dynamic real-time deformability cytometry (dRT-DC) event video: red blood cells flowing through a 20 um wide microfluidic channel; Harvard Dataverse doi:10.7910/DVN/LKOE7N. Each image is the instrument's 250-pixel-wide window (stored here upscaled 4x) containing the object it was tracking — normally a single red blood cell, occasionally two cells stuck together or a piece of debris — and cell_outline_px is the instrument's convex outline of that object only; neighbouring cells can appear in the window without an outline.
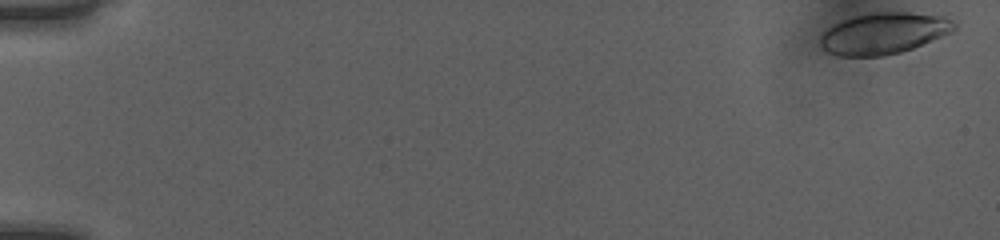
{"species": "human", "species_latin": "Homo sapiens", "temperature_condition": "room temperature", "stored_images_in_passage": 51, "camera_frame_rate_fps": 3000, "um_per_image_px": 0.085, "donor": {"sex": "female"}, "frame": {"image": 1, "passage_image": 1, "time_ms": 0.0, "image_size_px": [1000, 240], "cell_outline_px": [[956, 28], [952, 32], [912, 48], [900, 52], [884, 56], [840, 56], [828, 52], [820, 44], [820, 36], [828, 28], [844, 20], [856, 16], [872, 12], [908, 12], [944, 16], [952, 20], [956, 24]], "centroid_in_image_um": [75.14, 2.83], "position_along_channel_um": 9.9, "area_um2": 32.02}}
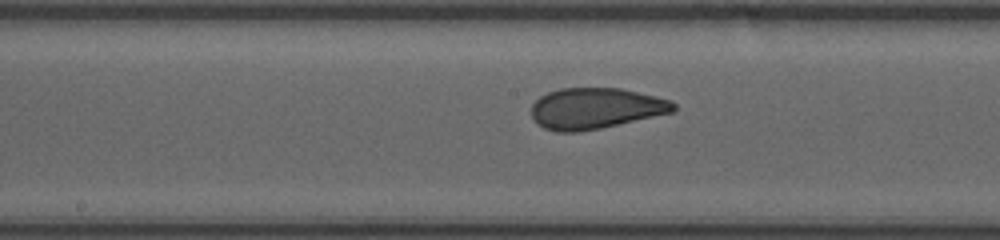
{"frame": {"image": 2, "passage_image": 28, "time_ms": 9.0, "image_size_px": [1000, 240], "cell_outline_px": [[676, 108], [672, 112], [600, 128], [576, 132], [556, 132], [544, 128], [532, 116], [532, 104], [540, 96], [548, 92], [560, 88], [620, 88], [656, 96], [672, 100], [676, 104]], "centroid_in_image_um": [50.62, 9.2], "position_along_channel_um": 197.6, "area_um2": 33.7}}
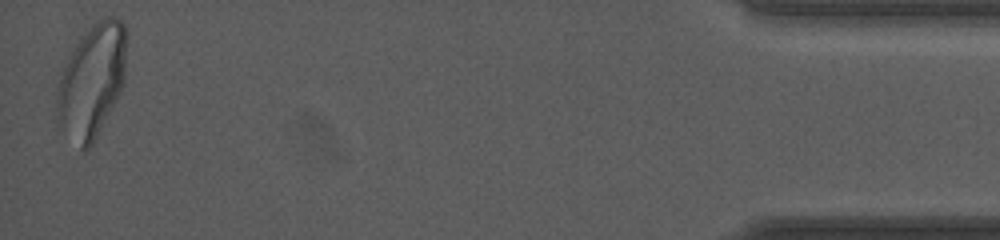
{"frame": {"image": 3, "passage_image": 51, "time_ms": 16.667, "image_size_px": [1000, 240], "cell_outline_px": [[128, 36], [124, 84], [120, 92], [88, 152], [84, 152], [56, 124], [56, 92], [64, 68], [76, 44], [84, 32], [96, 20], [108, 16], [116, 16], [124, 24], [128, 32]], "centroid_in_image_um": [7.83, 6.86], "position_along_channel_um": 427.4, "area_um2": 46.41}, "authors_computed_cell_mechanics": {"area_um2": 34.1598, "velocity_mm_per_s": 4.0253, "shape_relaxation_time_tau1_ms": 4.7238, "shape_relaxation_time_tau2_ms": 0.8254, "deformation_change_tau1": 0.1598, "deformation_change_tau2": 0.0568}}